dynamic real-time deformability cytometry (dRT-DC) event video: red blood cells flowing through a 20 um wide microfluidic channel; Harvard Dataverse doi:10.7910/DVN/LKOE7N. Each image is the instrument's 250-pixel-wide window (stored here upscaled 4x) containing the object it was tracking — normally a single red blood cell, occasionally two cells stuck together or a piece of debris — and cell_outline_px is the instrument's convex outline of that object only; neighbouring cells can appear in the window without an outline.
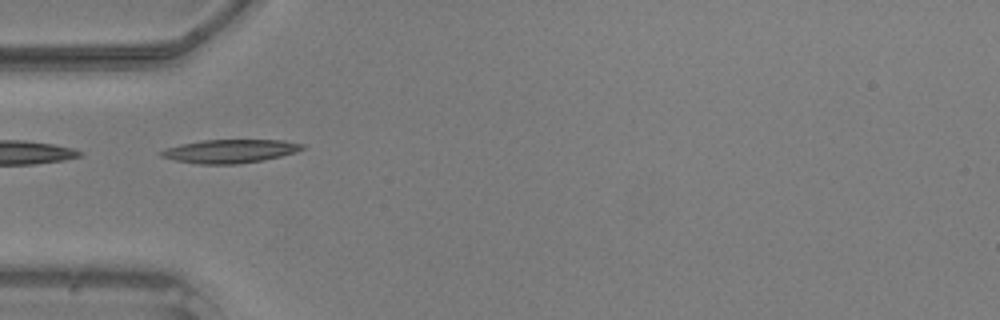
{"species": "common noctule bat (a hibernating species)", "species_latin": "Nyctalus noctula", "temperature_condition": "warm", "stored_images_in_passage": 3, "camera_frame_rate_fps": 3000, "um_per_image_px": 0.085, "animal": {"sex": "male", "body_mass_g": 20.5, "forearm_length_mm": 52.5}, "frame": {"image": 1, "passage_image": 1, "time_ms": 0.0, "image_size_px": [1000, 320], "cell_outline_px": [[304, 148], [296, 152], [264, 160], [236, 164], [196, 164], [176, 160], [160, 156], [160, 152], [164, 148], [180, 144], [204, 140], [284, 140], [304, 144]], "centroid_in_image_um": [19.54, 12.85], "position_along_channel_um": 65.5, "area_um2": 19.31}}